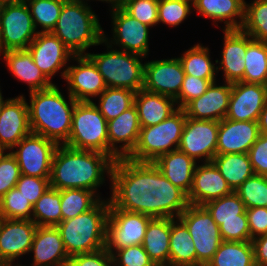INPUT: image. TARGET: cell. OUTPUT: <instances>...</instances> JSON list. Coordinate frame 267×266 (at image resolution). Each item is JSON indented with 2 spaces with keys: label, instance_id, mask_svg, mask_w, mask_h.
<instances>
[{
  "label": "cell",
  "instance_id": "cell-1",
  "mask_svg": "<svg viewBox=\"0 0 267 266\" xmlns=\"http://www.w3.org/2000/svg\"><path fill=\"white\" fill-rule=\"evenodd\" d=\"M109 178V200L115 208L151 218L177 219L190 205L187 194L163 176L153 162L119 158Z\"/></svg>",
  "mask_w": 267,
  "mask_h": 266
},
{
  "label": "cell",
  "instance_id": "cell-2",
  "mask_svg": "<svg viewBox=\"0 0 267 266\" xmlns=\"http://www.w3.org/2000/svg\"><path fill=\"white\" fill-rule=\"evenodd\" d=\"M114 160L107 154L58 145L52 158L50 187L57 190L85 189L95 193L111 176Z\"/></svg>",
  "mask_w": 267,
  "mask_h": 266
},
{
  "label": "cell",
  "instance_id": "cell-3",
  "mask_svg": "<svg viewBox=\"0 0 267 266\" xmlns=\"http://www.w3.org/2000/svg\"><path fill=\"white\" fill-rule=\"evenodd\" d=\"M30 98L28 111L31 132L42 135L57 145H65L70 136L77 101L68 93L70 102L67 103L55 84L48 89L30 92Z\"/></svg>",
  "mask_w": 267,
  "mask_h": 266
},
{
  "label": "cell",
  "instance_id": "cell-4",
  "mask_svg": "<svg viewBox=\"0 0 267 266\" xmlns=\"http://www.w3.org/2000/svg\"><path fill=\"white\" fill-rule=\"evenodd\" d=\"M109 208L110 200L100 199L90 210L56 226L69 257L105 248Z\"/></svg>",
  "mask_w": 267,
  "mask_h": 266
},
{
  "label": "cell",
  "instance_id": "cell-5",
  "mask_svg": "<svg viewBox=\"0 0 267 266\" xmlns=\"http://www.w3.org/2000/svg\"><path fill=\"white\" fill-rule=\"evenodd\" d=\"M52 33L74 55H86L87 48L104 43L98 17L87 3L65 2Z\"/></svg>",
  "mask_w": 267,
  "mask_h": 266
},
{
  "label": "cell",
  "instance_id": "cell-6",
  "mask_svg": "<svg viewBox=\"0 0 267 266\" xmlns=\"http://www.w3.org/2000/svg\"><path fill=\"white\" fill-rule=\"evenodd\" d=\"M186 117L185 110L178 108L159 124L141 127L138 143L127 158L135 162H154L161 155L177 150Z\"/></svg>",
  "mask_w": 267,
  "mask_h": 266
},
{
  "label": "cell",
  "instance_id": "cell-7",
  "mask_svg": "<svg viewBox=\"0 0 267 266\" xmlns=\"http://www.w3.org/2000/svg\"><path fill=\"white\" fill-rule=\"evenodd\" d=\"M97 66L107 87L125 88L138 92L144 85V65L141 55L111 49L102 54H86Z\"/></svg>",
  "mask_w": 267,
  "mask_h": 266
},
{
  "label": "cell",
  "instance_id": "cell-8",
  "mask_svg": "<svg viewBox=\"0 0 267 266\" xmlns=\"http://www.w3.org/2000/svg\"><path fill=\"white\" fill-rule=\"evenodd\" d=\"M108 121L94 102H77L72 117L68 142L71 148L109 155Z\"/></svg>",
  "mask_w": 267,
  "mask_h": 266
},
{
  "label": "cell",
  "instance_id": "cell-9",
  "mask_svg": "<svg viewBox=\"0 0 267 266\" xmlns=\"http://www.w3.org/2000/svg\"><path fill=\"white\" fill-rule=\"evenodd\" d=\"M178 219L193 239L197 266H206L223 241L219 226L203 205L190 204Z\"/></svg>",
  "mask_w": 267,
  "mask_h": 266
},
{
  "label": "cell",
  "instance_id": "cell-10",
  "mask_svg": "<svg viewBox=\"0 0 267 266\" xmlns=\"http://www.w3.org/2000/svg\"><path fill=\"white\" fill-rule=\"evenodd\" d=\"M0 31V53L27 50L39 31L25 1L0 5Z\"/></svg>",
  "mask_w": 267,
  "mask_h": 266
},
{
  "label": "cell",
  "instance_id": "cell-11",
  "mask_svg": "<svg viewBox=\"0 0 267 266\" xmlns=\"http://www.w3.org/2000/svg\"><path fill=\"white\" fill-rule=\"evenodd\" d=\"M152 219L145 214L115 208L110 203L105 248L113 254L114 250L142 244L147 226Z\"/></svg>",
  "mask_w": 267,
  "mask_h": 266
},
{
  "label": "cell",
  "instance_id": "cell-12",
  "mask_svg": "<svg viewBox=\"0 0 267 266\" xmlns=\"http://www.w3.org/2000/svg\"><path fill=\"white\" fill-rule=\"evenodd\" d=\"M58 145L42 135L30 133L10 153L16 158L22 175L50 178L52 158Z\"/></svg>",
  "mask_w": 267,
  "mask_h": 266
},
{
  "label": "cell",
  "instance_id": "cell-13",
  "mask_svg": "<svg viewBox=\"0 0 267 266\" xmlns=\"http://www.w3.org/2000/svg\"><path fill=\"white\" fill-rule=\"evenodd\" d=\"M111 6L114 39L108 41L104 34V43H107L106 45L110 49L113 43L120 45L125 52L135 53L146 58L149 52V26L129 15L116 1Z\"/></svg>",
  "mask_w": 267,
  "mask_h": 266
},
{
  "label": "cell",
  "instance_id": "cell-14",
  "mask_svg": "<svg viewBox=\"0 0 267 266\" xmlns=\"http://www.w3.org/2000/svg\"><path fill=\"white\" fill-rule=\"evenodd\" d=\"M219 121L186 117L178 149L195 161L212 162L216 155Z\"/></svg>",
  "mask_w": 267,
  "mask_h": 266
},
{
  "label": "cell",
  "instance_id": "cell-15",
  "mask_svg": "<svg viewBox=\"0 0 267 266\" xmlns=\"http://www.w3.org/2000/svg\"><path fill=\"white\" fill-rule=\"evenodd\" d=\"M73 59L78 65L65 67L61 76L68 82L69 94L77 102H92L90 98L99 96L107 88L104 78L87 55H75Z\"/></svg>",
  "mask_w": 267,
  "mask_h": 266
},
{
  "label": "cell",
  "instance_id": "cell-16",
  "mask_svg": "<svg viewBox=\"0 0 267 266\" xmlns=\"http://www.w3.org/2000/svg\"><path fill=\"white\" fill-rule=\"evenodd\" d=\"M144 64L143 89L175 99L185 76L179 58L148 61Z\"/></svg>",
  "mask_w": 267,
  "mask_h": 266
},
{
  "label": "cell",
  "instance_id": "cell-17",
  "mask_svg": "<svg viewBox=\"0 0 267 266\" xmlns=\"http://www.w3.org/2000/svg\"><path fill=\"white\" fill-rule=\"evenodd\" d=\"M266 102L267 85L234 82L226 118L234 121H258Z\"/></svg>",
  "mask_w": 267,
  "mask_h": 266
},
{
  "label": "cell",
  "instance_id": "cell-18",
  "mask_svg": "<svg viewBox=\"0 0 267 266\" xmlns=\"http://www.w3.org/2000/svg\"><path fill=\"white\" fill-rule=\"evenodd\" d=\"M27 50L49 80L75 56L52 32H38Z\"/></svg>",
  "mask_w": 267,
  "mask_h": 266
},
{
  "label": "cell",
  "instance_id": "cell-19",
  "mask_svg": "<svg viewBox=\"0 0 267 266\" xmlns=\"http://www.w3.org/2000/svg\"><path fill=\"white\" fill-rule=\"evenodd\" d=\"M31 133L28 103L23 95L8 98L0 114V149L14 150V147Z\"/></svg>",
  "mask_w": 267,
  "mask_h": 266
},
{
  "label": "cell",
  "instance_id": "cell-20",
  "mask_svg": "<svg viewBox=\"0 0 267 266\" xmlns=\"http://www.w3.org/2000/svg\"><path fill=\"white\" fill-rule=\"evenodd\" d=\"M37 227L32 220L0 218V256L9 266L30 252Z\"/></svg>",
  "mask_w": 267,
  "mask_h": 266
},
{
  "label": "cell",
  "instance_id": "cell-21",
  "mask_svg": "<svg viewBox=\"0 0 267 266\" xmlns=\"http://www.w3.org/2000/svg\"><path fill=\"white\" fill-rule=\"evenodd\" d=\"M140 130L141 125L135 105L123 111L117 118L109 120L107 124L109 156L114 161L127 158L138 143ZM117 143L124 144L119 145V149Z\"/></svg>",
  "mask_w": 267,
  "mask_h": 266
},
{
  "label": "cell",
  "instance_id": "cell-22",
  "mask_svg": "<svg viewBox=\"0 0 267 266\" xmlns=\"http://www.w3.org/2000/svg\"><path fill=\"white\" fill-rule=\"evenodd\" d=\"M260 135L258 121H219L216 154L248 153Z\"/></svg>",
  "mask_w": 267,
  "mask_h": 266
},
{
  "label": "cell",
  "instance_id": "cell-23",
  "mask_svg": "<svg viewBox=\"0 0 267 266\" xmlns=\"http://www.w3.org/2000/svg\"><path fill=\"white\" fill-rule=\"evenodd\" d=\"M233 190L213 162L196 165L192 187L187 195L189 204L205 203L231 194Z\"/></svg>",
  "mask_w": 267,
  "mask_h": 266
},
{
  "label": "cell",
  "instance_id": "cell-24",
  "mask_svg": "<svg viewBox=\"0 0 267 266\" xmlns=\"http://www.w3.org/2000/svg\"><path fill=\"white\" fill-rule=\"evenodd\" d=\"M231 91L232 83L225 82L222 86L212 83L205 93L183 108L186 116L196 120H223L229 109Z\"/></svg>",
  "mask_w": 267,
  "mask_h": 266
},
{
  "label": "cell",
  "instance_id": "cell-25",
  "mask_svg": "<svg viewBox=\"0 0 267 266\" xmlns=\"http://www.w3.org/2000/svg\"><path fill=\"white\" fill-rule=\"evenodd\" d=\"M224 45L222 58L216 65L217 72L223 70L225 82L234 83L241 81L245 71V55L247 51V33L241 29H223Z\"/></svg>",
  "mask_w": 267,
  "mask_h": 266
},
{
  "label": "cell",
  "instance_id": "cell-26",
  "mask_svg": "<svg viewBox=\"0 0 267 266\" xmlns=\"http://www.w3.org/2000/svg\"><path fill=\"white\" fill-rule=\"evenodd\" d=\"M30 252L34 253L32 266L66 265L70 258L56 227L38 226Z\"/></svg>",
  "mask_w": 267,
  "mask_h": 266
},
{
  "label": "cell",
  "instance_id": "cell-27",
  "mask_svg": "<svg viewBox=\"0 0 267 266\" xmlns=\"http://www.w3.org/2000/svg\"><path fill=\"white\" fill-rule=\"evenodd\" d=\"M153 163L174 186L189 194L197 165L192 157L177 149L161 155Z\"/></svg>",
  "mask_w": 267,
  "mask_h": 266
},
{
  "label": "cell",
  "instance_id": "cell-28",
  "mask_svg": "<svg viewBox=\"0 0 267 266\" xmlns=\"http://www.w3.org/2000/svg\"><path fill=\"white\" fill-rule=\"evenodd\" d=\"M0 54L7 62L9 71L18 80L29 85L30 92L48 89L54 85L35 65L28 50H9Z\"/></svg>",
  "mask_w": 267,
  "mask_h": 266
},
{
  "label": "cell",
  "instance_id": "cell-29",
  "mask_svg": "<svg viewBox=\"0 0 267 266\" xmlns=\"http://www.w3.org/2000/svg\"><path fill=\"white\" fill-rule=\"evenodd\" d=\"M134 105L138 111L141 127L159 124L178 109V107H175L176 101L174 98L148 92L144 89L136 92Z\"/></svg>",
  "mask_w": 267,
  "mask_h": 266
},
{
  "label": "cell",
  "instance_id": "cell-30",
  "mask_svg": "<svg viewBox=\"0 0 267 266\" xmlns=\"http://www.w3.org/2000/svg\"><path fill=\"white\" fill-rule=\"evenodd\" d=\"M193 8L203 17L224 22L225 30L241 29L244 22L245 0H196Z\"/></svg>",
  "mask_w": 267,
  "mask_h": 266
},
{
  "label": "cell",
  "instance_id": "cell-31",
  "mask_svg": "<svg viewBox=\"0 0 267 266\" xmlns=\"http://www.w3.org/2000/svg\"><path fill=\"white\" fill-rule=\"evenodd\" d=\"M142 246L153 262L169 266L170 218H153L147 226Z\"/></svg>",
  "mask_w": 267,
  "mask_h": 266
},
{
  "label": "cell",
  "instance_id": "cell-32",
  "mask_svg": "<svg viewBox=\"0 0 267 266\" xmlns=\"http://www.w3.org/2000/svg\"><path fill=\"white\" fill-rule=\"evenodd\" d=\"M169 266H197L193 239L178 218H170Z\"/></svg>",
  "mask_w": 267,
  "mask_h": 266
},
{
  "label": "cell",
  "instance_id": "cell-33",
  "mask_svg": "<svg viewBox=\"0 0 267 266\" xmlns=\"http://www.w3.org/2000/svg\"><path fill=\"white\" fill-rule=\"evenodd\" d=\"M212 162L233 191L254 174L248 153L216 154Z\"/></svg>",
  "mask_w": 267,
  "mask_h": 266
},
{
  "label": "cell",
  "instance_id": "cell-34",
  "mask_svg": "<svg viewBox=\"0 0 267 266\" xmlns=\"http://www.w3.org/2000/svg\"><path fill=\"white\" fill-rule=\"evenodd\" d=\"M245 71L241 82L267 85V42L253 39L247 34Z\"/></svg>",
  "mask_w": 267,
  "mask_h": 266
},
{
  "label": "cell",
  "instance_id": "cell-35",
  "mask_svg": "<svg viewBox=\"0 0 267 266\" xmlns=\"http://www.w3.org/2000/svg\"><path fill=\"white\" fill-rule=\"evenodd\" d=\"M206 266H256L251 241H222Z\"/></svg>",
  "mask_w": 267,
  "mask_h": 266
},
{
  "label": "cell",
  "instance_id": "cell-36",
  "mask_svg": "<svg viewBox=\"0 0 267 266\" xmlns=\"http://www.w3.org/2000/svg\"><path fill=\"white\" fill-rule=\"evenodd\" d=\"M209 48L202 44L194 45L179 57L186 75L201 79L216 80L217 67L212 63ZM216 70V71H215Z\"/></svg>",
  "mask_w": 267,
  "mask_h": 266
},
{
  "label": "cell",
  "instance_id": "cell-37",
  "mask_svg": "<svg viewBox=\"0 0 267 266\" xmlns=\"http://www.w3.org/2000/svg\"><path fill=\"white\" fill-rule=\"evenodd\" d=\"M32 221L37 226L56 227L62 221L60 190L49 189L34 204Z\"/></svg>",
  "mask_w": 267,
  "mask_h": 266
},
{
  "label": "cell",
  "instance_id": "cell-38",
  "mask_svg": "<svg viewBox=\"0 0 267 266\" xmlns=\"http://www.w3.org/2000/svg\"><path fill=\"white\" fill-rule=\"evenodd\" d=\"M203 206L218 226L223 221L248 220L245 205L235 191L221 198L211 200Z\"/></svg>",
  "mask_w": 267,
  "mask_h": 266
},
{
  "label": "cell",
  "instance_id": "cell-39",
  "mask_svg": "<svg viewBox=\"0 0 267 266\" xmlns=\"http://www.w3.org/2000/svg\"><path fill=\"white\" fill-rule=\"evenodd\" d=\"M136 92L125 88L107 87L99 95V105L95 106L107 121L117 118L123 111L134 105Z\"/></svg>",
  "mask_w": 267,
  "mask_h": 266
},
{
  "label": "cell",
  "instance_id": "cell-40",
  "mask_svg": "<svg viewBox=\"0 0 267 266\" xmlns=\"http://www.w3.org/2000/svg\"><path fill=\"white\" fill-rule=\"evenodd\" d=\"M62 221L74 218L90 210L101 198L85 189L60 190Z\"/></svg>",
  "mask_w": 267,
  "mask_h": 266
},
{
  "label": "cell",
  "instance_id": "cell-41",
  "mask_svg": "<svg viewBox=\"0 0 267 266\" xmlns=\"http://www.w3.org/2000/svg\"><path fill=\"white\" fill-rule=\"evenodd\" d=\"M241 30L253 39L267 42V0L245 1L244 22Z\"/></svg>",
  "mask_w": 267,
  "mask_h": 266
},
{
  "label": "cell",
  "instance_id": "cell-42",
  "mask_svg": "<svg viewBox=\"0 0 267 266\" xmlns=\"http://www.w3.org/2000/svg\"><path fill=\"white\" fill-rule=\"evenodd\" d=\"M33 19L34 26H41L39 32H52L65 0H25Z\"/></svg>",
  "mask_w": 267,
  "mask_h": 266
},
{
  "label": "cell",
  "instance_id": "cell-43",
  "mask_svg": "<svg viewBox=\"0 0 267 266\" xmlns=\"http://www.w3.org/2000/svg\"><path fill=\"white\" fill-rule=\"evenodd\" d=\"M245 208L267 207V180L265 176L253 174L235 191Z\"/></svg>",
  "mask_w": 267,
  "mask_h": 266
},
{
  "label": "cell",
  "instance_id": "cell-44",
  "mask_svg": "<svg viewBox=\"0 0 267 266\" xmlns=\"http://www.w3.org/2000/svg\"><path fill=\"white\" fill-rule=\"evenodd\" d=\"M33 205L16 187L0 199V218L32 220Z\"/></svg>",
  "mask_w": 267,
  "mask_h": 266
},
{
  "label": "cell",
  "instance_id": "cell-45",
  "mask_svg": "<svg viewBox=\"0 0 267 266\" xmlns=\"http://www.w3.org/2000/svg\"><path fill=\"white\" fill-rule=\"evenodd\" d=\"M116 2L144 25L153 27L158 24L159 0H116Z\"/></svg>",
  "mask_w": 267,
  "mask_h": 266
},
{
  "label": "cell",
  "instance_id": "cell-46",
  "mask_svg": "<svg viewBox=\"0 0 267 266\" xmlns=\"http://www.w3.org/2000/svg\"><path fill=\"white\" fill-rule=\"evenodd\" d=\"M187 0H159L158 2V23H165L169 26L180 25L191 13V6Z\"/></svg>",
  "mask_w": 267,
  "mask_h": 266
},
{
  "label": "cell",
  "instance_id": "cell-47",
  "mask_svg": "<svg viewBox=\"0 0 267 266\" xmlns=\"http://www.w3.org/2000/svg\"><path fill=\"white\" fill-rule=\"evenodd\" d=\"M113 266H144L159 265L153 262L144 250L142 244L128 246L114 251L112 254Z\"/></svg>",
  "mask_w": 267,
  "mask_h": 266
},
{
  "label": "cell",
  "instance_id": "cell-48",
  "mask_svg": "<svg viewBox=\"0 0 267 266\" xmlns=\"http://www.w3.org/2000/svg\"><path fill=\"white\" fill-rule=\"evenodd\" d=\"M21 172L16 158L5 151L0 155V199L15 187Z\"/></svg>",
  "mask_w": 267,
  "mask_h": 266
},
{
  "label": "cell",
  "instance_id": "cell-49",
  "mask_svg": "<svg viewBox=\"0 0 267 266\" xmlns=\"http://www.w3.org/2000/svg\"><path fill=\"white\" fill-rule=\"evenodd\" d=\"M216 80L201 79L186 75L182 83L179 95L175 98L178 108H184L190 101L200 97Z\"/></svg>",
  "mask_w": 267,
  "mask_h": 266
},
{
  "label": "cell",
  "instance_id": "cell-50",
  "mask_svg": "<svg viewBox=\"0 0 267 266\" xmlns=\"http://www.w3.org/2000/svg\"><path fill=\"white\" fill-rule=\"evenodd\" d=\"M15 187L34 206L49 189L50 178H39L21 174Z\"/></svg>",
  "mask_w": 267,
  "mask_h": 266
},
{
  "label": "cell",
  "instance_id": "cell-51",
  "mask_svg": "<svg viewBox=\"0 0 267 266\" xmlns=\"http://www.w3.org/2000/svg\"><path fill=\"white\" fill-rule=\"evenodd\" d=\"M66 266H113L112 254L102 248L93 252L77 254L71 256Z\"/></svg>",
  "mask_w": 267,
  "mask_h": 266
},
{
  "label": "cell",
  "instance_id": "cell-52",
  "mask_svg": "<svg viewBox=\"0 0 267 266\" xmlns=\"http://www.w3.org/2000/svg\"><path fill=\"white\" fill-rule=\"evenodd\" d=\"M254 174L267 175V134L260 133L257 141L248 151Z\"/></svg>",
  "mask_w": 267,
  "mask_h": 266
},
{
  "label": "cell",
  "instance_id": "cell-53",
  "mask_svg": "<svg viewBox=\"0 0 267 266\" xmlns=\"http://www.w3.org/2000/svg\"><path fill=\"white\" fill-rule=\"evenodd\" d=\"M219 230L223 241H251L248 220L223 221Z\"/></svg>",
  "mask_w": 267,
  "mask_h": 266
},
{
  "label": "cell",
  "instance_id": "cell-54",
  "mask_svg": "<svg viewBox=\"0 0 267 266\" xmlns=\"http://www.w3.org/2000/svg\"><path fill=\"white\" fill-rule=\"evenodd\" d=\"M251 240L267 234V207L246 209Z\"/></svg>",
  "mask_w": 267,
  "mask_h": 266
},
{
  "label": "cell",
  "instance_id": "cell-55",
  "mask_svg": "<svg viewBox=\"0 0 267 266\" xmlns=\"http://www.w3.org/2000/svg\"><path fill=\"white\" fill-rule=\"evenodd\" d=\"M254 249V261L256 266H267V234L251 240Z\"/></svg>",
  "mask_w": 267,
  "mask_h": 266
},
{
  "label": "cell",
  "instance_id": "cell-56",
  "mask_svg": "<svg viewBox=\"0 0 267 266\" xmlns=\"http://www.w3.org/2000/svg\"><path fill=\"white\" fill-rule=\"evenodd\" d=\"M259 132L267 134V102L265 103L258 119Z\"/></svg>",
  "mask_w": 267,
  "mask_h": 266
},
{
  "label": "cell",
  "instance_id": "cell-57",
  "mask_svg": "<svg viewBox=\"0 0 267 266\" xmlns=\"http://www.w3.org/2000/svg\"><path fill=\"white\" fill-rule=\"evenodd\" d=\"M65 1L66 2L86 3L84 0H65ZM99 1H103V2L106 1L108 3H111V5H112L116 0H99Z\"/></svg>",
  "mask_w": 267,
  "mask_h": 266
},
{
  "label": "cell",
  "instance_id": "cell-58",
  "mask_svg": "<svg viewBox=\"0 0 267 266\" xmlns=\"http://www.w3.org/2000/svg\"><path fill=\"white\" fill-rule=\"evenodd\" d=\"M25 0H0V5L7 4V3H19L24 2Z\"/></svg>",
  "mask_w": 267,
  "mask_h": 266
},
{
  "label": "cell",
  "instance_id": "cell-59",
  "mask_svg": "<svg viewBox=\"0 0 267 266\" xmlns=\"http://www.w3.org/2000/svg\"><path fill=\"white\" fill-rule=\"evenodd\" d=\"M3 98H4V97H2V93H1V89H0V114H1V110H2V108H3L4 104H5V102L8 100V99L3 100Z\"/></svg>",
  "mask_w": 267,
  "mask_h": 266
},
{
  "label": "cell",
  "instance_id": "cell-60",
  "mask_svg": "<svg viewBox=\"0 0 267 266\" xmlns=\"http://www.w3.org/2000/svg\"><path fill=\"white\" fill-rule=\"evenodd\" d=\"M0 266H9L4 260L3 258L0 256Z\"/></svg>",
  "mask_w": 267,
  "mask_h": 266
},
{
  "label": "cell",
  "instance_id": "cell-61",
  "mask_svg": "<svg viewBox=\"0 0 267 266\" xmlns=\"http://www.w3.org/2000/svg\"><path fill=\"white\" fill-rule=\"evenodd\" d=\"M189 2H191L192 4L196 1V0H187Z\"/></svg>",
  "mask_w": 267,
  "mask_h": 266
},
{
  "label": "cell",
  "instance_id": "cell-62",
  "mask_svg": "<svg viewBox=\"0 0 267 266\" xmlns=\"http://www.w3.org/2000/svg\"><path fill=\"white\" fill-rule=\"evenodd\" d=\"M144 266H161V265H144Z\"/></svg>",
  "mask_w": 267,
  "mask_h": 266
}]
</instances>
